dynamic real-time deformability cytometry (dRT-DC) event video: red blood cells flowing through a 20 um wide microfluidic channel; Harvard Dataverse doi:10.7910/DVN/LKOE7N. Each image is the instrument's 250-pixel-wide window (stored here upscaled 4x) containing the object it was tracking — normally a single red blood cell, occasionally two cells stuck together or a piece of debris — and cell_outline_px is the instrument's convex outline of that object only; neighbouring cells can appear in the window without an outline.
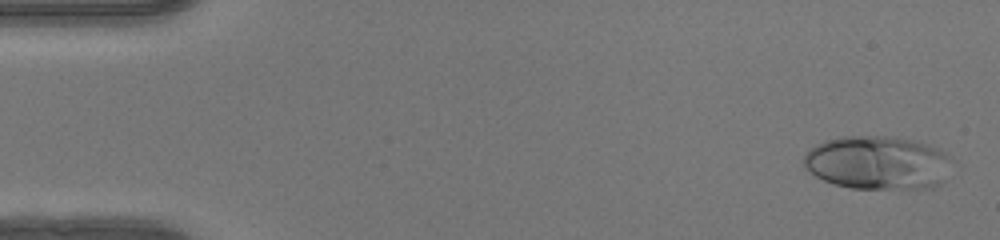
{"species": "human", "species_latin": "Homo sapiens", "temperature_condition": "warm", "stored_images_in_passage": 50, "camera_frame_rate_fps": 3000, "um_per_image_px": 0.085, "donor": {"sex": "female"}, "frame": {"image": 1, "passage_image": 2, "time_ms": 0.333, "image_size_px": [1000, 240], "cell_outline_px": [[952, 160], [936, 184], [932, 188], [852, 188], [836, 184], [824, 180], [808, 172], [804, 168], [804, 156], [816, 144], [824, 140], [840, 136], [896, 136], [916, 140], [940, 148], [948, 152], [952, 156]], "centroid_in_image_um": [74.58, 13.79], "position_along_channel_um": 10.4, "area_um2": 46.24}}
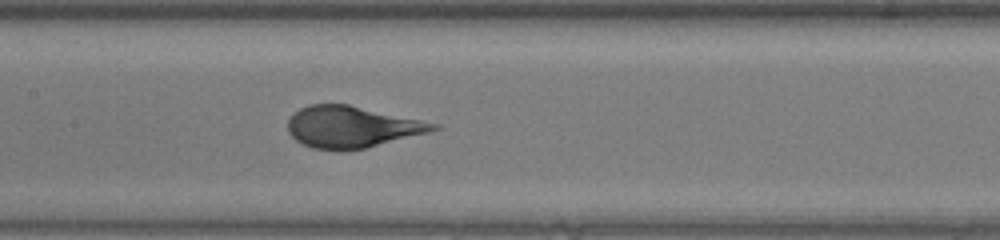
{"frame": {"image": 2, "passage_image": 24, "time_ms": 7.667, "image_size_px": [1000, 240], "cell_outline_px": [[440, 128], [428, 132], [364, 148], [340, 152], [312, 148], [296, 140], [288, 132], [288, 120], [300, 108], [308, 104], [348, 104], [440, 124]], "centroid_in_image_um": [29.87, 10.79], "position_along_channel_um": 177.5, "area_um2": 35.03}}
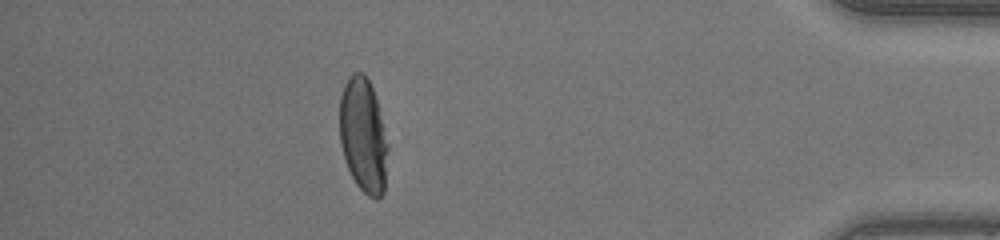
{"frame": {"image": 3, "passage_image": 44, "time_ms": 14.333, "image_size_px": [1000, 240], "cell_outline_px": [[388, 148], [384, 192], [376, 200], [368, 196], [356, 184], [348, 168], [340, 144], [340, 96], [344, 84], [352, 72], [364, 72], [372, 88], [376, 100], [384, 128], [388, 144]], "centroid_in_image_um": [30.87, 11.51], "position_along_channel_um": 404.3, "area_um2": 32.14}}